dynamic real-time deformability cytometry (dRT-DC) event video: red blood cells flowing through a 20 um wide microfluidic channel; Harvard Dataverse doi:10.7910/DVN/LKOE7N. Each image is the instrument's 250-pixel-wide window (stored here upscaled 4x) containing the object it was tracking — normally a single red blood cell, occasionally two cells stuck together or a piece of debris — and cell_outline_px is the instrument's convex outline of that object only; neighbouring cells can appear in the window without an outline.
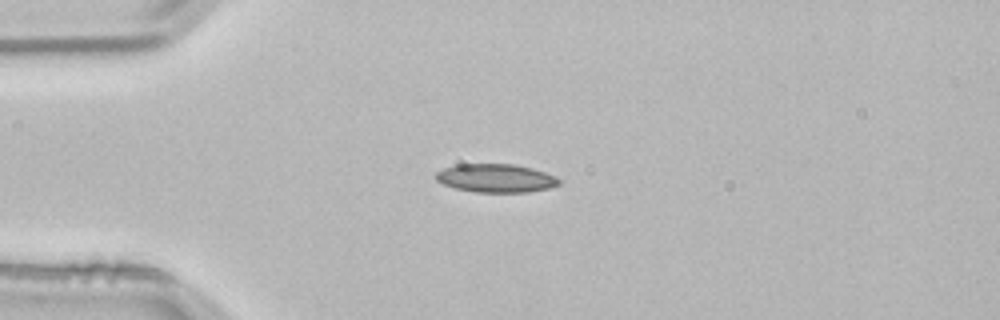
{"species": "common noctule bat (a hibernating species)", "species_latin": "Nyctalus noctula", "temperature_condition": "room temperature", "stored_images_in_passage": 2, "camera_frame_rate_fps": 3000, "um_per_image_px": 0.085, "animal": {"sex": "male", "body_mass_g": 21.5, "forearm_length_mm": 52.0}, "frame": {"image": 1, "passage_image": 1, "time_ms": 0.0, "image_size_px": [1000, 320], "cell_outline_px": [[560, 184], [548, 188], [528, 192], [472, 192], [456, 188], [444, 184], [436, 180], [436, 172], [444, 168], [456, 164], [512, 164], [532, 168], [556, 176], [560, 180]], "centroid_in_image_um": [42.14, 15.14], "position_along_channel_um": 42.9, "area_um2": 20.35}}